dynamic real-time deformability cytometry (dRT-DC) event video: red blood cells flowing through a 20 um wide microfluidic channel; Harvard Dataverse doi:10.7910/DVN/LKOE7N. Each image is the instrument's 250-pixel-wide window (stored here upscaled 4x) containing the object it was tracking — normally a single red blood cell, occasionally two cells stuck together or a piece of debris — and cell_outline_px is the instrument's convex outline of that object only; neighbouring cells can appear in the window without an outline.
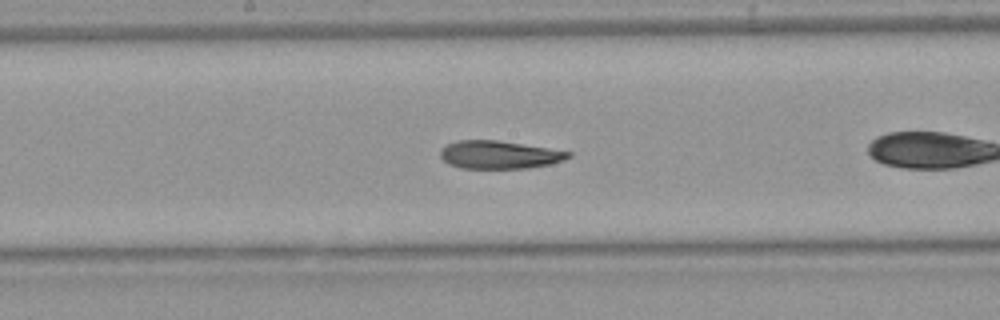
{"species": "Egyptian fruit bat (a non-hibernating species)", "species_latin": "Rousettus aegyptiacus", "temperature_condition": "warm", "stored_images_in_passage": 26, "camera_frame_rate_fps": 3000, "um_per_image_px": 0.085, "animal": {"sex": "female"}, "frame": {"image": 1, "passage_image": 12, "time_ms": 3.667, "image_size_px": [1000, 320], "cell_outline_px": [[572, 156], [564, 160], [552, 164], [528, 168], [460, 168], [448, 164], [440, 156], [440, 148], [456, 140], [496, 140], [548, 148], [572, 152]], "centroid_in_image_um": [42.43, 13.15], "position_along_channel_um": 205.8, "area_um2": 20.92}}
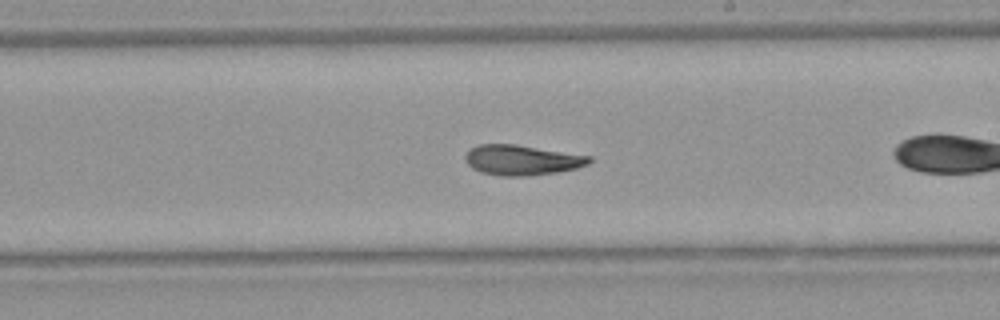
{"frame": {"image": 2, "passage_image": 15, "time_ms": 4.667, "image_size_px": [1000, 320], "cell_outline_px": [[592, 160], [588, 164], [576, 168], [556, 172], [524, 176], [500, 176], [480, 172], [472, 168], [464, 160], [464, 156], [468, 148], [476, 144], [516, 144], [592, 156]], "centroid_in_image_um": [44.31, 13.59], "position_along_channel_um": 244.7, "area_um2": 22.02}}